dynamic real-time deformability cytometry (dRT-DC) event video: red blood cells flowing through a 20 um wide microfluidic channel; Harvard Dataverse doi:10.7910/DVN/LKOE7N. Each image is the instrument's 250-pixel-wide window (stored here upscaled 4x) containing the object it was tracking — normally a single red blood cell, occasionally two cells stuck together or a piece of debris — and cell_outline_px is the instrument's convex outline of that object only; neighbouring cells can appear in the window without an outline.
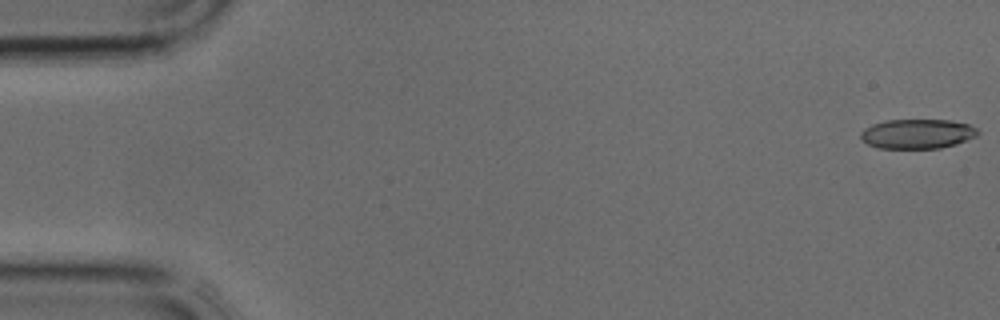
{"species": "common noctule bat (a hibernating species)", "species_latin": "Nyctalus noctula", "temperature_condition": "cold", "stored_images_in_passage": 7, "camera_frame_rate_fps": 3000, "um_per_image_px": 0.085, "animal": {"sex": "male", "body_mass_g": 17.9, "forearm_length_mm": 54.2}, "frame": {"image": 1, "passage_image": 1, "time_ms": 0.0, "image_size_px": [1000, 320], "cell_outline_px": [[980, 132], [976, 136], [956, 144], [940, 148], [880, 148], [868, 144], [860, 136], [860, 132], [864, 128], [872, 124], [884, 120], [948, 120], [968, 124], [976, 128]], "centroid_in_image_um": [77.97, 11.37], "position_along_channel_um": 7.0, "area_um2": 20.11}}